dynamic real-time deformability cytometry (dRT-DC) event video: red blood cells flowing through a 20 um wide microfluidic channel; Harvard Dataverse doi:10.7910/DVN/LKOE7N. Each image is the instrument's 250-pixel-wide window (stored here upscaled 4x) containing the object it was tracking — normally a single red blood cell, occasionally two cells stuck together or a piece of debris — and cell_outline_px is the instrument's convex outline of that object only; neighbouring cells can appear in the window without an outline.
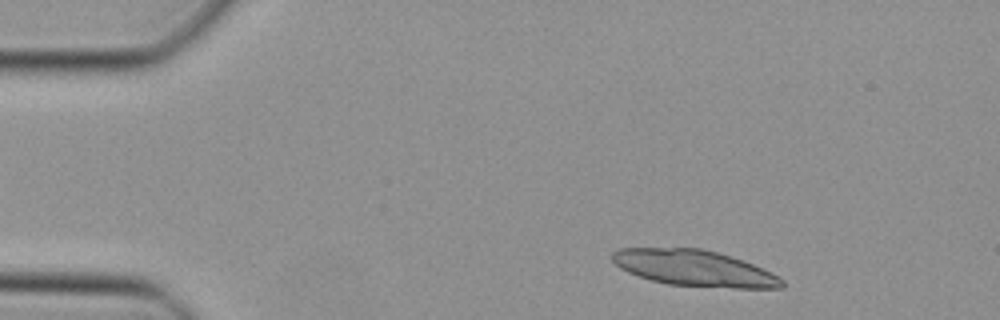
{"species": "Egyptian fruit bat (a non-hibernating species)", "species_latin": "Rousettus aegyptiacus", "temperature_condition": "cold", "stored_images_in_passage": 42, "camera_frame_rate_fps": 3000, "um_per_image_px": 0.085, "animal": {"sex": "female"}, "frame": {"image": 1, "passage_image": 3, "time_ms": 0.667, "image_size_px": [1000, 320], "cell_outline_px": [[784, 288], [732, 288], [668, 284], [652, 280], [628, 272], [620, 268], [612, 260], [612, 252], [620, 248], [700, 248], [732, 256], [752, 264], [784, 280]], "centroid_in_image_um": [59.0, 22.79], "position_along_channel_um": 26.0, "area_um2": 35.26}}